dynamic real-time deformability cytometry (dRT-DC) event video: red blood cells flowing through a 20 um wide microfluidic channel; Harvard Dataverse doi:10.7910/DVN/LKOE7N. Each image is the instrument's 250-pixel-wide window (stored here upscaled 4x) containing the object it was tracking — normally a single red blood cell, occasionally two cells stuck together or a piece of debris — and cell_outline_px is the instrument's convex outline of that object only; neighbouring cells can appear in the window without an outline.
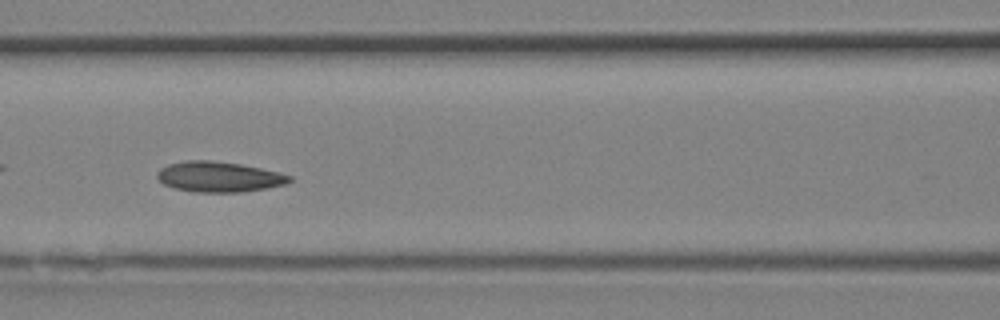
{"species": "Egyptian fruit bat (a non-hibernating species)", "species_latin": "Rousettus aegyptiacus", "temperature_condition": "room temperature", "stored_images_in_passage": 11, "camera_frame_rate_fps": 3000, "um_per_image_px": 0.085, "animal": {"sex": "female"}, "frame": {"image": 1, "passage_image": 8, "time_ms": 2.333, "image_size_px": [1000, 320], "cell_outline_px": [[292, 180], [284, 184], [268, 188], [240, 192], [196, 192], [176, 188], [164, 184], [156, 176], [156, 172], [160, 168], [168, 164], [188, 160], [208, 160], [240, 164], [280, 172], [292, 176]], "centroid_in_image_um": [18.61, 15.02], "position_along_channel_um": 148.0, "area_um2": 23.35}}
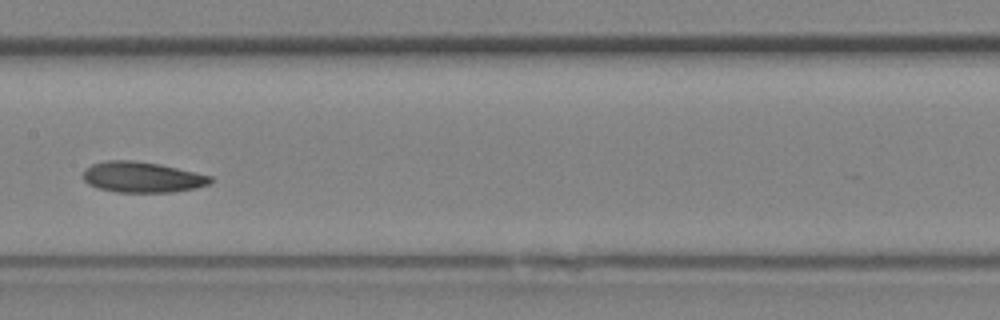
{"frame": {"image": 2, "passage_image": 10, "time_ms": 3.0, "image_size_px": [1000, 320], "cell_outline_px": [[216, 180], [208, 184], [196, 188], [172, 192], [116, 192], [100, 188], [88, 184], [84, 180], [84, 168], [92, 164], [104, 160], [132, 160], [160, 164], [212, 176]], "centroid_in_image_um": [12.1, 15.05], "position_along_channel_um": 195.3, "area_um2": 22.83}}